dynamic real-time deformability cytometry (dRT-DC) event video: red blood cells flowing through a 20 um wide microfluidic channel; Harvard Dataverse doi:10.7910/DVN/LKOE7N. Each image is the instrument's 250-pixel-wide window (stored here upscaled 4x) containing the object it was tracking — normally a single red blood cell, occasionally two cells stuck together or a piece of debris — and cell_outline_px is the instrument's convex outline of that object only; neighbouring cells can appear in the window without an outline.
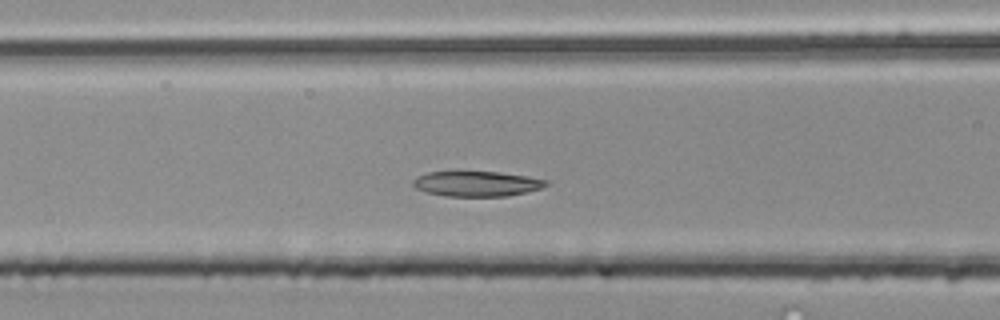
{"species": "common noctule bat (a hibernating species)", "species_latin": "Nyctalus noctula", "temperature_condition": "room temperature", "stored_images_in_passage": 49, "camera_frame_rate_fps": 3000, "um_per_image_px": 0.085, "animal": {"sex": "male", "body_mass_g": 20.4}, "frame": {"image": 1, "passage_image": 17, "time_ms": 5.333, "image_size_px": [1000, 320], "cell_outline_px": [[548, 184], [540, 188], [508, 196], [444, 196], [428, 192], [416, 188], [412, 184], [412, 180], [416, 176], [428, 172], [496, 172], [524, 176], [548, 180]], "centroid_in_image_um": [40.47, 15.62], "position_along_channel_um": 126.1, "area_um2": 19.25}}
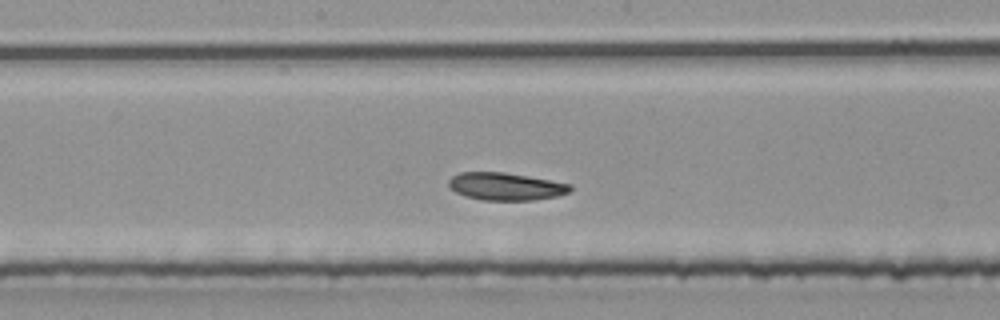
{"frame": {"image": 2, "passage_image": 23, "time_ms": 7.333, "image_size_px": [1000, 320], "cell_outline_px": [[572, 188], [568, 192], [556, 196], [532, 200], [484, 200], [464, 196], [456, 192], [448, 184], [448, 180], [452, 176], [460, 172], [504, 172], [528, 176], [572, 184]], "centroid_in_image_um": [42.97, 15.84], "position_along_channel_um": 205.2, "area_um2": 19.42}}
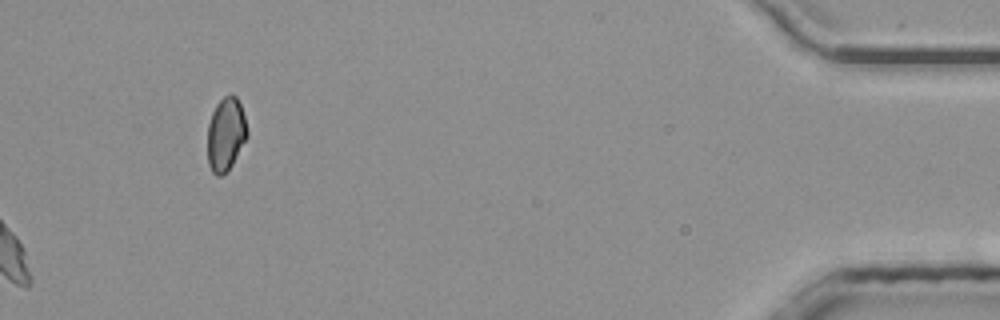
{"frame": {"image": 3, "passage_image": 49, "time_ms": 16.0, "image_size_px": [1000, 320], "cell_outline_px": [[248, 136], [232, 164], [220, 176], [216, 176], [212, 172], [208, 164], [208, 124], [212, 112], [216, 104], [228, 92], [232, 92], [236, 96], [240, 104], [244, 116], [248, 132]], "centroid_in_image_um": [19.19, 11.36], "position_along_channel_um": 416.0, "area_um2": 16.99}}